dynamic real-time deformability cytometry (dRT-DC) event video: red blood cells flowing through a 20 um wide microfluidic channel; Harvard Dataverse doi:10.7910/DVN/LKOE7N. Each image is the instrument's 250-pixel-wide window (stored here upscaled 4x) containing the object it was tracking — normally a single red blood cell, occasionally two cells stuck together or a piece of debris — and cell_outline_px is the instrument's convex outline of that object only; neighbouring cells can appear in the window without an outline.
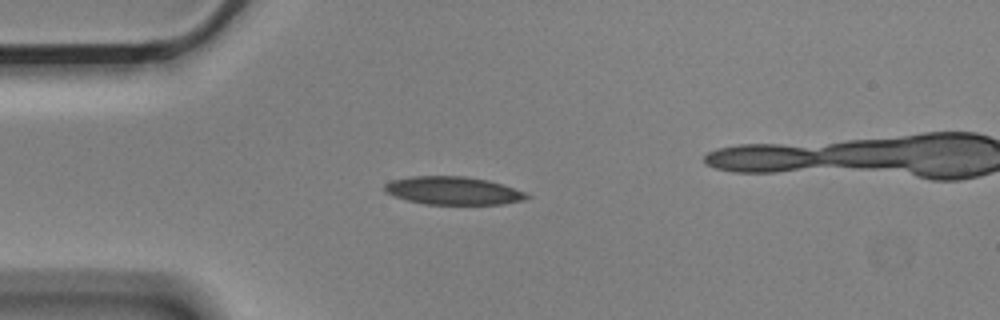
{"species": "Egyptian fruit bat (a non-hibernating species)", "species_latin": "Rousettus aegyptiacus", "temperature_condition": "cold", "stored_images_in_passage": 2, "camera_frame_rate_fps": 3000, "um_per_image_px": 0.085, "animal": {"sex": "male"}, "frame": {"image": 1, "passage_image": 1, "time_ms": 0.0, "image_size_px": [1000, 320], "cell_outline_px": [[532, 196], [524, 200], [500, 204], [424, 204], [408, 200], [396, 196], [388, 192], [384, 188], [384, 184], [392, 180], [412, 176], [464, 176], [488, 180], [524, 192]], "centroid_in_image_um": [38.52, 16.2], "position_along_channel_um": 46.5, "area_um2": 22.89}}